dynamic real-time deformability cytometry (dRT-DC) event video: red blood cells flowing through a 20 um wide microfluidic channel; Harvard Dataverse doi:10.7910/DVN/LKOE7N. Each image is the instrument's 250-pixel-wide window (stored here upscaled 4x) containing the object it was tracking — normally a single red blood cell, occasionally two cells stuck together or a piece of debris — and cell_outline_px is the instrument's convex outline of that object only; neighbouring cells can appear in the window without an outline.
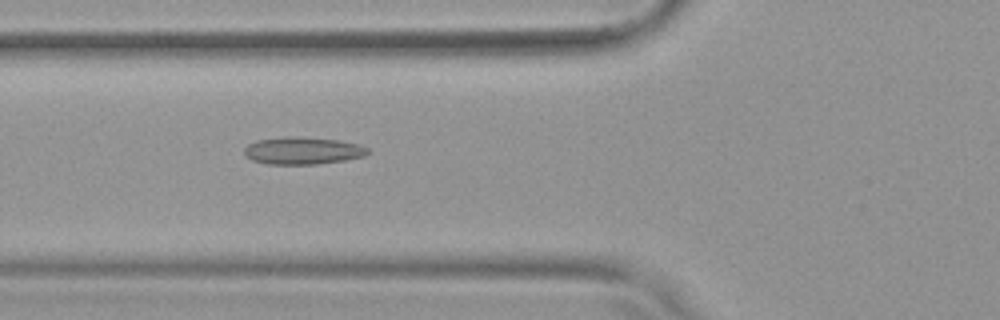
{"species": "common noctule bat (a hibernating species)", "species_latin": "Nyctalus noctula", "temperature_condition": "warm", "stored_images_in_passage": 51, "camera_frame_rate_fps": 3000, "um_per_image_px": 0.085, "animal": {"sex": "female", "body_mass_g": 19.9}, "frame": {"image": 1, "passage_image": 20, "time_ms": 6.333, "image_size_px": [1000, 320], "cell_outline_px": [[368, 152], [364, 156], [344, 160], [316, 164], [268, 164], [252, 160], [244, 156], [244, 148], [248, 144], [256, 140], [288, 136], [296, 136], [340, 140], [360, 144], [368, 148]], "centroid_in_image_um": [25.71, 12.8], "position_along_channel_um": 100.1, "area_um2": 19.77}}
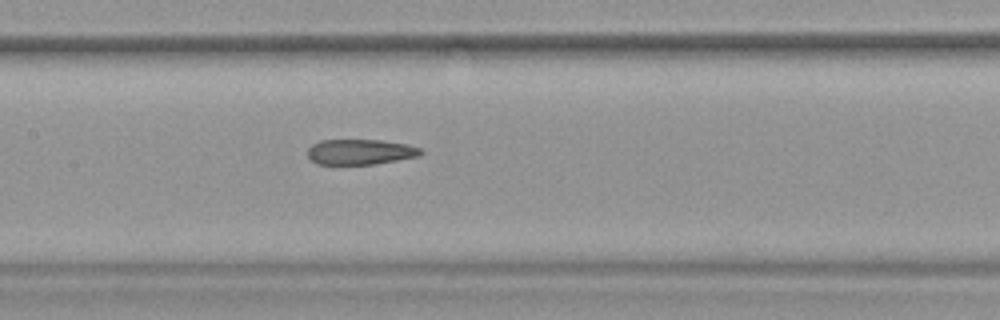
{"frame": {"image": 2, "passage_image": 26, "time_ms": 8.333, "image_size_px": [1000, 320], "cell_outline_px": [[424, 152], [420, 156], [376, 164], [316, 164], [308, 156], [308, 148], [312, 144], [320, 140], [380, 140], [408, 144], [420, 148]], "centroid_in_image_um": [30.64, 12.91], "position_along_channel_um": 176.8, "area_um2": 16.82}}
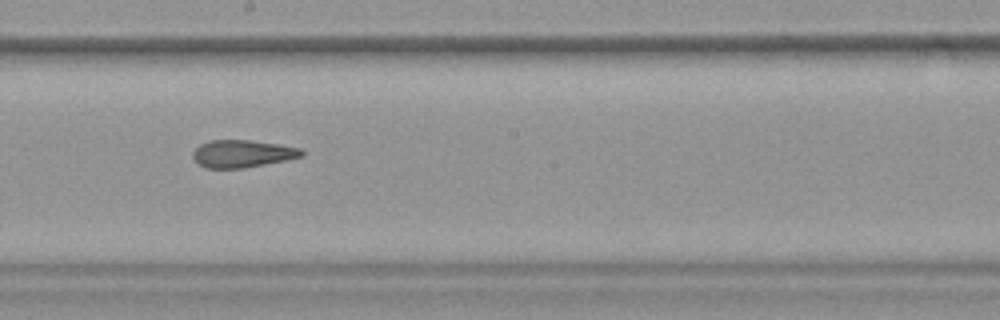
{"frame": {"image": 3, "passage_image": 30, "time_ms": 9.667, "image_size_px": [1000, 320], "cell_outline_px": [[304, 156], [244, 168], [204, 168], [196, 164], [192, 156], [192, 152], [200, 144], [208, 140], [248, 140], [280, 144], [300, 148], [304, 152]], "centroid_in_image_um": [20.55, 13.06], "position_along_channel_um": 227.6, "area_um2": 17.51}}